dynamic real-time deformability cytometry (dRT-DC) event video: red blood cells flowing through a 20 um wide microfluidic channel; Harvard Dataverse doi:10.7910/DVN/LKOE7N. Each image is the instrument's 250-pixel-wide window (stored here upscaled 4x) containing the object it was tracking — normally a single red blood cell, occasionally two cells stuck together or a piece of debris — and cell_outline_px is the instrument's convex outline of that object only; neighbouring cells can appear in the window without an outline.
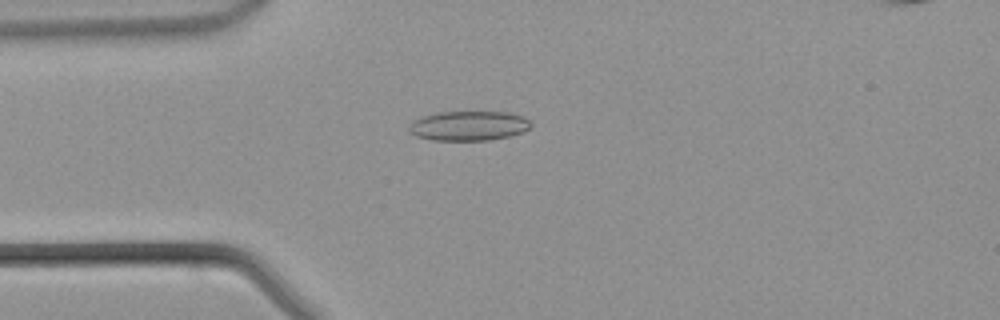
{"species": "common noctule bat (a hibernating species)", "species_latin": "Nyctalus noctula", "temperature_condition": "warm", "stored_images_in_passage": 43, "camera_frame_rate_fps": 3000, "um_per_image_px": 0.085, "animal": {"sex": "male", "body_mass_g": 21.5, "forearm_length_mm": 52.0}, "frame": {"image": 1, "passage_image": 11, "time_ms": 3.333, "image_size_px": [1000, 320], "cell_outline_px": [[532, 124], [524, 132], [508, 136], [488, 140], [436, 140], [416, 136], [408, 132], [408, 128], [416, 120], [424, 116], [440, 112], [508, 112], [524, 116]], "centroid_in_image_um": [39.87, 10.69], "position_along_channel_um": 45.1, "area_um2": 20.81}}
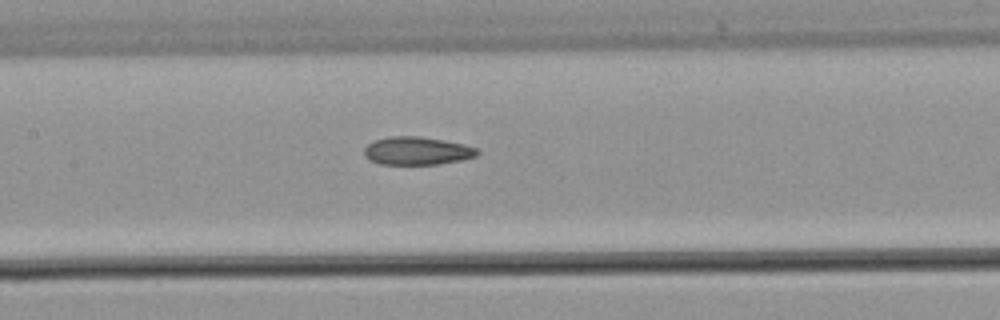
{"frame": {"image": 2, "passage_image": 20, "time_ms": 6.333, "image_size_px": [1000, 320], "cell_outline_px": [[480, 152], [476, 156], [460, 160], [436, 164], [380, 164], [368, 160], [364, 156], [364, 148], [368, 144], [376, 140], [388, 136], [420, 136], [464, 144], [476, 148]], "centroid_in_image_um": [35.41, 12.82], "position_along_channel_um": 172.0, "area_um2": 18.44}}
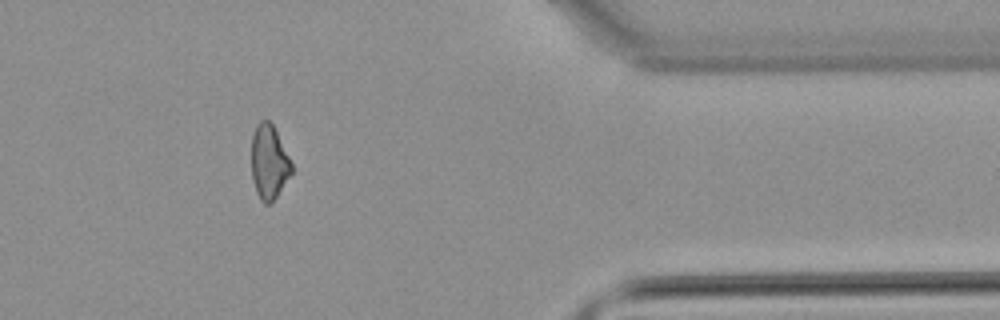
{"frame": {"image": 3, "passage_image": 36, "time_ms": 11.667, "image_size_px": [1000, 320], "cell_outline_px": [[292, 172], [276, 196], [268, 204], [264, 204], [260, 200], [256, 192], [252, 180], [252, 136], [256, 124], [260, 120], [268, 120], [272, 124], [292, 164]], "centroid_in_image_um": [22.84, 13.78], "position_along_channel_um": 388.6, "area_um2": 17.05}}